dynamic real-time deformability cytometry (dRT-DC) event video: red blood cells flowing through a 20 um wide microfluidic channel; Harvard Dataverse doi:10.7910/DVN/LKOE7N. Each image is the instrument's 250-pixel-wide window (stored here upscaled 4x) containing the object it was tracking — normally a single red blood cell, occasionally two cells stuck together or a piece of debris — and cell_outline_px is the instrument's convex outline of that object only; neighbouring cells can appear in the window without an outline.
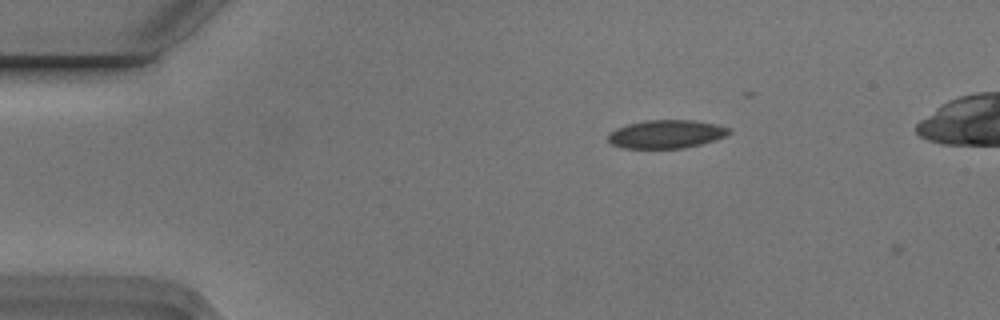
{"species": "Egyptian fruit bat (a non-hibernating species)", "species_latin": "Rousettus aegyptiacus", "temperature_condition": "cold", "stored_images_in_passage": 2, "camera_frame_rate_fps": 3000, "um_per_image_px": 0.085, "animal": {"sex": "male"}, "frame": {"image": 1, "passage_image": 1, "time_ms": 0.0, "image_size_px": [1000, 320], "cell_outline_px": [[732, 132], [716, 140], [684, 148], [624, 148], [612, 144], [608, 140], [608, 132], [616, 128], [628, 124], [644, 120], [696, 120], [716, 124], [728, 128]], "centroid_in_image_um": [56.62, 11.39], "position_along_channel_um": 28.4, "area_um2": 20.0}}